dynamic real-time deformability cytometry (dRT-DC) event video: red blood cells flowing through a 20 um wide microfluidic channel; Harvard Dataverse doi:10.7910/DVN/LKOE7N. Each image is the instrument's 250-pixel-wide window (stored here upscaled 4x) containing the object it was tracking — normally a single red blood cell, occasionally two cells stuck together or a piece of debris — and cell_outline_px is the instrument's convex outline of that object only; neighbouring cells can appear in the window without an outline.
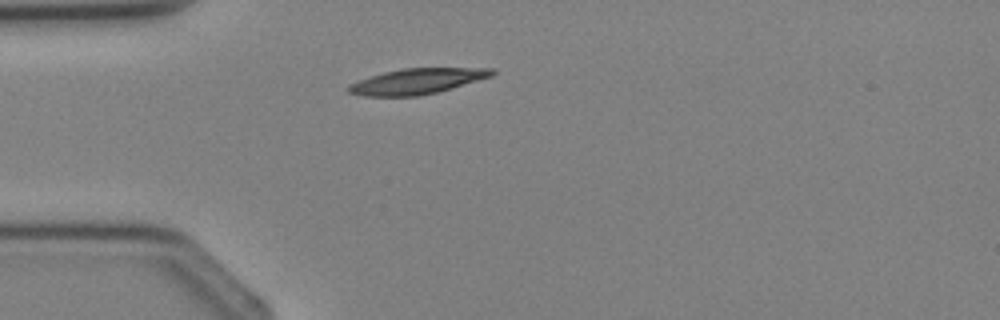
{"species": "Egyptian fruit bat (a non-hibernating species)", "species_latin": "Rousettus aegyptiacus", "temperature_condition": "cold", "stored_images_in_passage": 2, "camera_frame_rate_fps": 3000, "um_per_image_px": 0.085, "animal": {"sex": "female"}, "frame": {"image": 1, "passage_image": 2, "time_ms": 1.333, "image_size_px": [1000, 320], "cell_outline_px": [[496, 72], [492, 76], [452, 88], [420, 96], [364, 96], [348, 92], [344, 88], [348, 84], [384, 72], [404, 68], [492, 68]], "centroid_in_image_um": [35.43, 6.91], "position_along_channel_um": 49.6, "area_um2": 21.27}}